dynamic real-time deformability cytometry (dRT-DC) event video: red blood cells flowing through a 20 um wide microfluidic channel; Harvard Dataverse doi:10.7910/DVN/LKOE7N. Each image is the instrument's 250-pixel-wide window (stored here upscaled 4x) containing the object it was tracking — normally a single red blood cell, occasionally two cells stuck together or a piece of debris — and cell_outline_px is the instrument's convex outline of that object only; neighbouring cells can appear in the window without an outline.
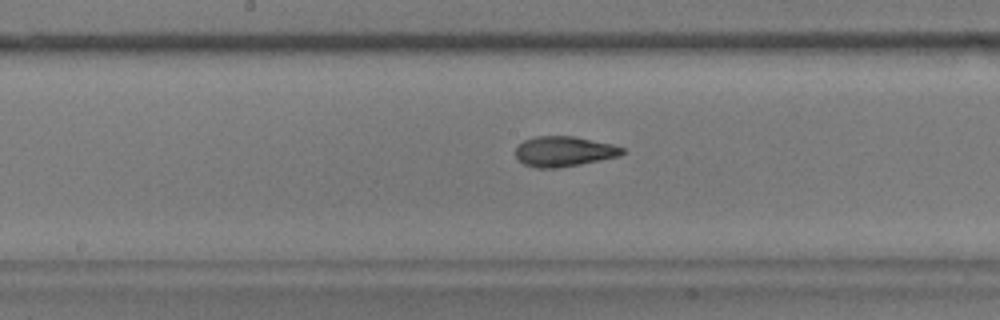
{"species": "common noctule bat (a hibernating species)", "species_latin": "Nyctalus noctula", "temperature_condition": "warm", "stored_images_in_passage": 39, "camera_frame_rate_fps": 3000, "um_per_image_px": 0.085, "animal": {"sex": "male", "body_mass_g": 17.9}, "frame": {"image": 1, "passage_image": 19, "time_ms": 6.0, "image_size_px": [1000, 320], "cell_outline_px": [[624, 152], [620, 156], [560, 168], [536, 168], [524, 164], [516, 156], [516, 148], [524, 140], [536, 136], [572, 136], [612, 144], [624, 148]], "centroid_in_image_um": [47.94, 12.87], "position_along_channel_um": 200.3, "area_um2": 18.67}}
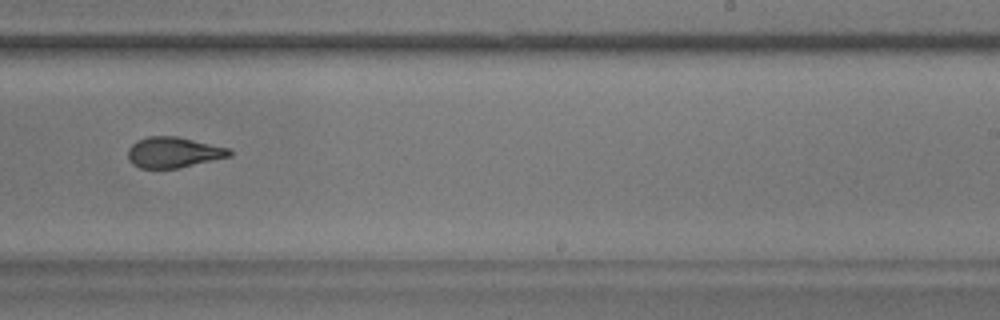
{"frame": {"image": 2, "passage_image": 25, "time_ms": 8.0, "image_size_px": [1000, 320], "cell_outline_px": [[232, 156], [176, 168], [140, 168], [132, 164], [128, 160], [128, 148], [136, 140], [148, 136], [176, 136], [228, 148], [232, 152]], "centroid_in_image_um": [14.7, 12.95], "position_along_channel_um": 274.3, "area_um2": 18.03}}
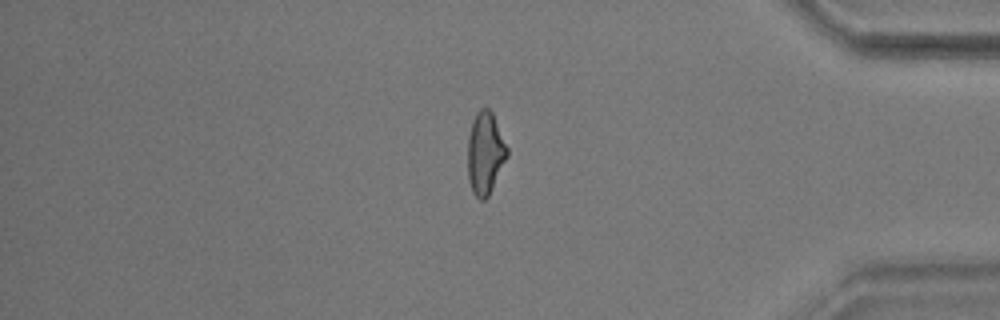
{"frame": {"image": 3, "passage_image": 37, "time_ms": 12.0, "image_size_px": [1000, 320], "cell_outline_px": [[508, 156], [488, 196], [484, 200], [480, 200], [472, 192], [468, 180], [468, 136], [472, 120], [476, 112], [480, 108], [488, 108], [492, 112], [508, 148]], "centroid_in_image_um": [41.23, 13.01], "position_along_channel_um": 394.0, "area_um2": 18.96}, "authors_computed_cell_mechanics": {"area_um2": 18.8428, "velocity_mm_per_s": 3.714, "shape_relaxation_time_tau1_ms": null, "shape_relaxation_time_tau2_ms": 1.9375, "deformation_change_tau1": null, "deformation_change_tau2": 0.0993}}